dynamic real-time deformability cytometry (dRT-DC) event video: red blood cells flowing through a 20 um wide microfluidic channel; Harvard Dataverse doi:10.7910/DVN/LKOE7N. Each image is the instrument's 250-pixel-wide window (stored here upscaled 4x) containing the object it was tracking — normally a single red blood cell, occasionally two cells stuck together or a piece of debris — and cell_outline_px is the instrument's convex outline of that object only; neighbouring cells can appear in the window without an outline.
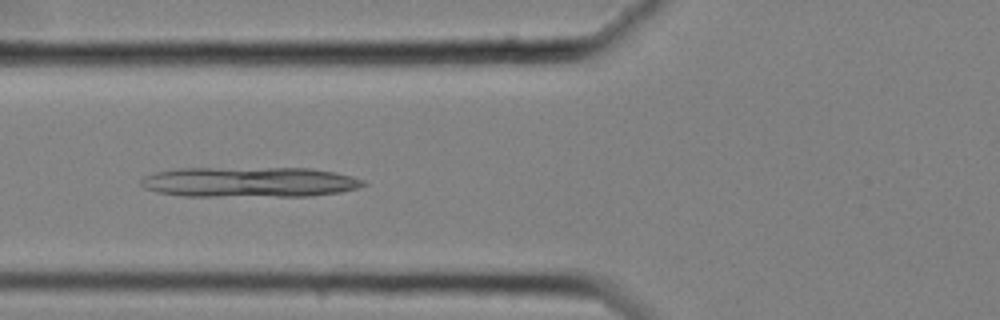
{"species": "common noctule bat (a hibernating species)", "species_latin": "Nyctalus noctula", "temperature_condition": "cold", "stored_images_in_passage": 42, "camera_frame_rate_fps": 3000, "um_per_image_px": 0.085, "animal": {"sex": "female", "body_mass_g": 25.1}, "frame": {"image": 1, "passage_image": 7, "time_ms": 2.0, "image_size_px": [1000, 320], "cell_outline_px": [[368, 184], [356, 188], [340, 192], [312, 196], [184, 196], [156, 192], [144, 188], [140, 184], [140, 180], [144, 176], [156, 172], [176, 168], [312, 168], [352, 176], [364, 180]], "centroid_in_image_um": [21.18, 15.47], "position_along_channel_um": 104.6, "area_um2": 39.42}}
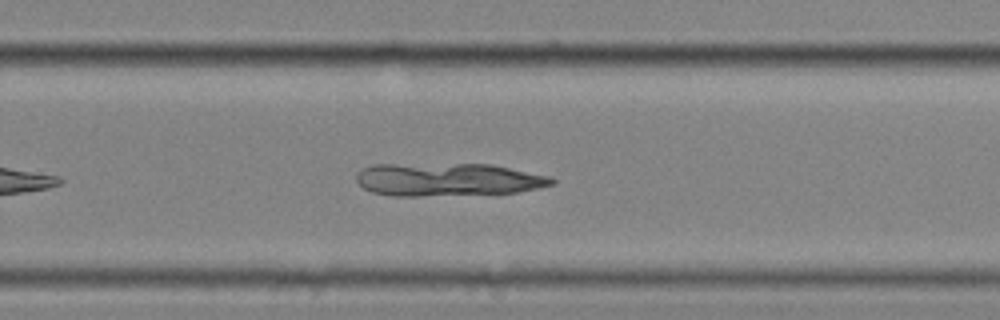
{"frame": {"image": 2, "passage_image": 23, "time_ms": 7.333, "image_size_px": [1000, 320], "cell_outline_px": [[556, 184], [516, 192], [420, 196], [392, 196], [372, 192], [364, 188], [356, 180], [356, 176], [364, 168], [376, 164], [492, 164], [552, 176], [556, 180]], "centroid_in_image_um": [38.11, 15.25], "position_along_channel_um": 291.7, "area_um2": 37.57}}
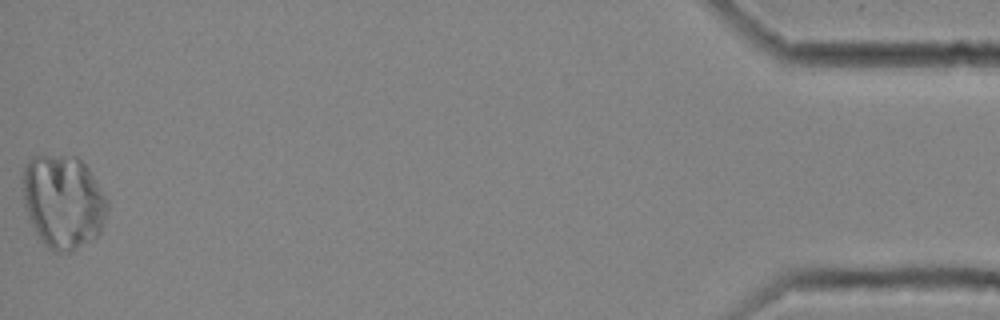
{"frame": {"image": 3, "passage_image": 42, "time_ms": 13.667, "image_size_px": [1000, 320], "cell_outline_px": [[108, 208], [100, 232], [96, 236], [68, 252], [52, 252], [40, 240], [28, 220], [24, 204], [24, 168], [28, 160], [32, 156], [76, 156], [88, 168], [96, 180], [108, 200]], "centroid_in_image_um": [5.36, 17.14], "position_along_channel_um": 429.8, "area_um2": 45.89}}